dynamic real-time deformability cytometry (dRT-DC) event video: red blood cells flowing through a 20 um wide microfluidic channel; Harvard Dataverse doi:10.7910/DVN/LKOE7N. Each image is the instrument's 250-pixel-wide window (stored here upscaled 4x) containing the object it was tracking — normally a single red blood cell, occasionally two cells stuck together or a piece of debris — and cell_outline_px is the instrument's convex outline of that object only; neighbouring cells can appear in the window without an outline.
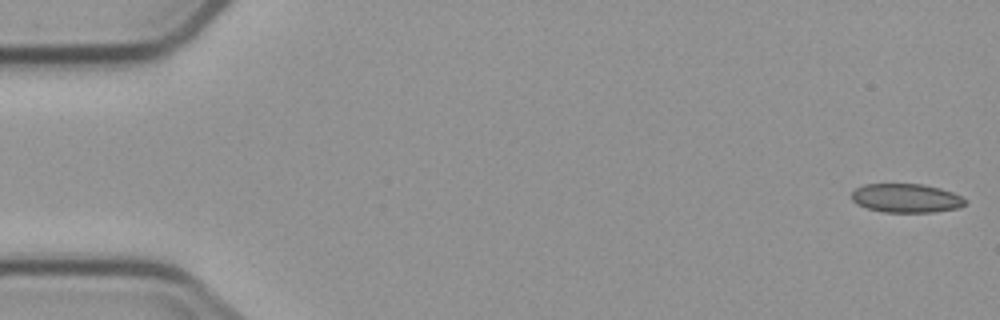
{"species": "common noctule bat (a hibernating species)", "species_latin": "Nyctalus noctula", "temperature_condition": "cold", "stored_images_in_passage": 5, "camera_frame_rate_fps": 3000, "um_per_image_px": 0.085, "animal": {"sex": "male", "body_mass_g": 23.1, "forearm_length_mm": 52.7}, "frame": {"image": 1, "passage_image": 1, "time_ms": 0.0, "image_size_px": [1000, 320], "cell_outline_px": [[964, 204], [960, 208], [932, 212], [884, 212], [868, 208], [856, 204], [852, 200], [852, 192], [856, 188], [864, 184], [924, 184], [940, 188], [952, 192], [960, 196], [964, 200]], "centroid_in_image_um": [77.0, 16.84], "position_along_channel_um": 8.0, "area_um2": 19.02}}
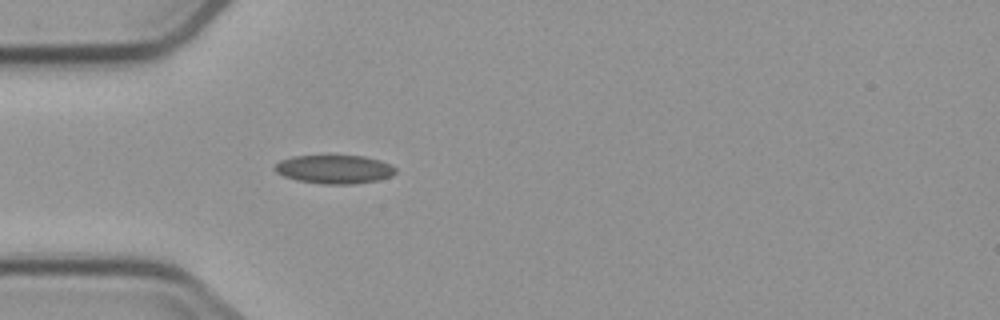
{"frame": {"image": 2, "passage_image": 5, "time_ms": 5.0, "image_size_px": [1000, 320], "cell_outline_px": [[396, 172], [392, 176], [376, 180], [352, 184], [320, 184], [296, 180], [284, 176], [276, 172], [272, 168], [280, 160], [292, 156], [364, 156], [380, 160], [392, 164], [396, 168]], "centroid_in_image_um": [28.42, 14.39], "position_along_channel_um": 56.6, "area_um2": 20.23}}